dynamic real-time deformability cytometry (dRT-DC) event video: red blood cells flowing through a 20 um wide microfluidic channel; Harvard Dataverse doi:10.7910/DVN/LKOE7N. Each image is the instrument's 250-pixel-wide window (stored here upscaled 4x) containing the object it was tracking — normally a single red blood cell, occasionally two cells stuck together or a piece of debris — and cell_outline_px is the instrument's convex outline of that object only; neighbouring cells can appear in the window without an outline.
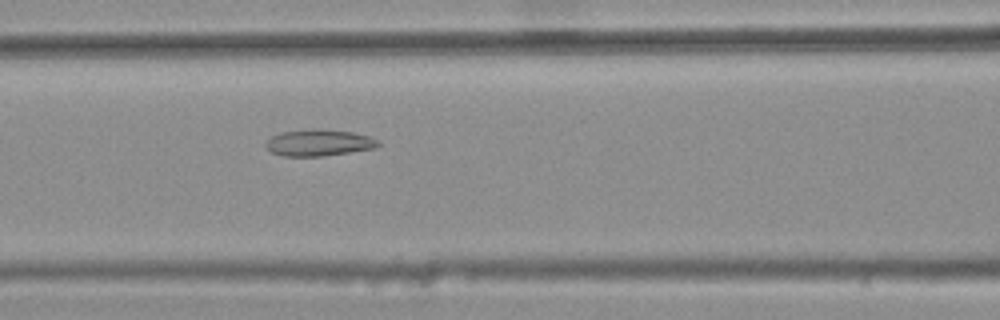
{"species": "common noctule bat (a hibernating species)", "species_latin": "Nyctalus noctula", "temperature_condition": "warm", "stored_images_in_passage": 28, "camera_frame_rate_fps": 3000, "um_per_image_px": 0.085, "animal": {"sex": "female", "body_mass_g": 25.1}, "frame": {"image": 1, "passage_image": 17, "time_ms": 5.333, "image_size_px": [1000, 320], "cell_outline_px": [[380, 144], [376, 148], [324, 156], [284, 156], [272, 152], [264, 148], [264, 144], [272, 136], [280, 132], [312, 128], [352, 132], [368, 136], [380, 140]], "centroid_in_image_um": [27.09, 12.13], "position_along_channel_um": 139.5, "area_um2": 17.51}}
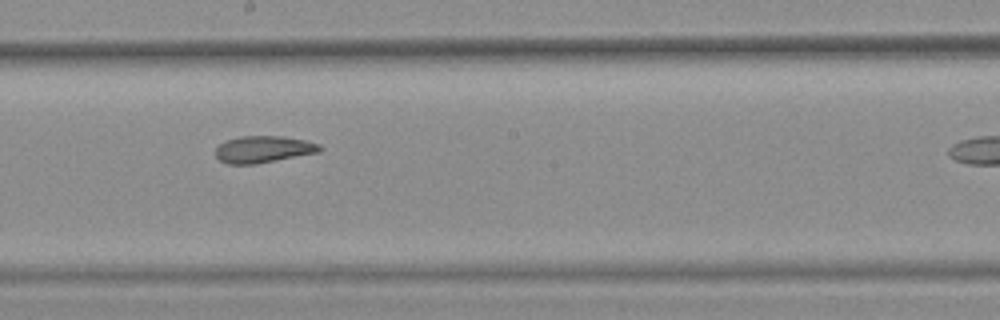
{"frame": {"image": 2, "passage_image": 24, "time_ms": 7.667, "image_size_px": [1000, 320], "cell_outline_px": [[324, 148], [320, 152], [256, 164], [228, 164], [220, 160], [216, 156], [216, 148], [224, 140], [240, 136], [284, 136], [304, 140], [320, 144]], "centroid_in_image_um": [22.4, 12.68], "position_along_channel_um": 225.8, "area_um2": 16.42}}
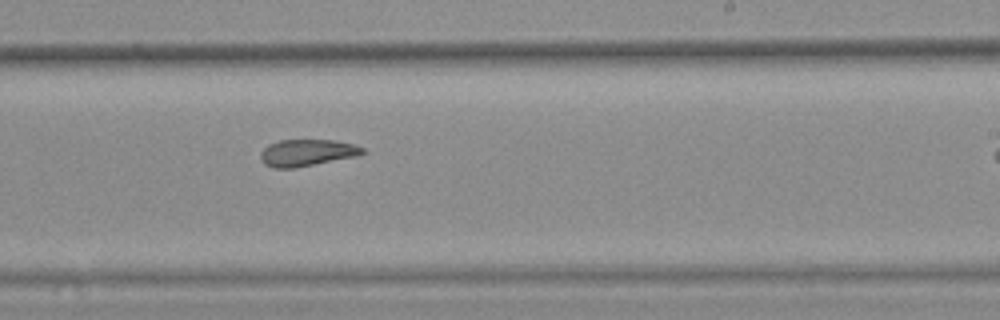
{"frame": {"image": 3, "passage_image": 27, "time_ms": 8.667, "image_size_px": [1000, 320], "cell_outline_px": [[364, 152], [356, 156], [296, 168], [272, 168], [264, 164], [260, 160], [260, 152], [268, 144], [280, 140], [336, 140], [352, 144], [364, 148]], "centroid_in_image_um": [26.04, 12.98], "position_along_channel_um": 263.0, "area_um2": 15.95}}